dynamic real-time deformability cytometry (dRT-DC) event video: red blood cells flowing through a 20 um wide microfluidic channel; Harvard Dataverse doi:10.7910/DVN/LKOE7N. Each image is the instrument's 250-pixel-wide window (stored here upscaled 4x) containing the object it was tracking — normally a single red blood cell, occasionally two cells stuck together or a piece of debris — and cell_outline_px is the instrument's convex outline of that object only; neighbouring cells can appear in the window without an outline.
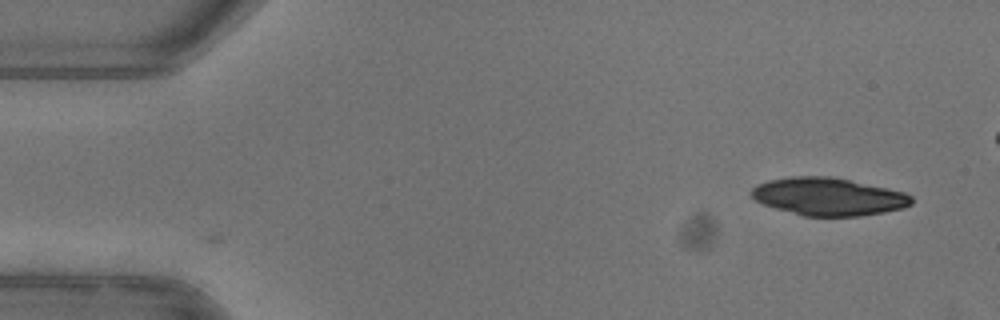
{"species": "common noctule bat (a hibernating species)", "species_latin": "Nyctalus noctula", "temperature_condition": "warm", "stored_images_in_passage": 3, "camera_frame_rate_fps": 3000, "um_per_image_px": 0.085, "animal": {"sex": "female"}, "frame": {"image": 1, "passage_image": 3, "time_ms": 0.667, "image_size_px": [1000, 320], "cell_outline_px": [[912, 204], [904, 208], [884, 212], [860, 216], [804, 216], [776, 208], [764, 204], [756, 200], [748, 192], [756, 184], [768, 180], [788, 176], [828, 176], [888, 188], [904, 192], [912, 196]], "centroid_in_image_um": [70.4, 16.71], "position_along_channel_um": 14.6, "area_um2": 35.2}}